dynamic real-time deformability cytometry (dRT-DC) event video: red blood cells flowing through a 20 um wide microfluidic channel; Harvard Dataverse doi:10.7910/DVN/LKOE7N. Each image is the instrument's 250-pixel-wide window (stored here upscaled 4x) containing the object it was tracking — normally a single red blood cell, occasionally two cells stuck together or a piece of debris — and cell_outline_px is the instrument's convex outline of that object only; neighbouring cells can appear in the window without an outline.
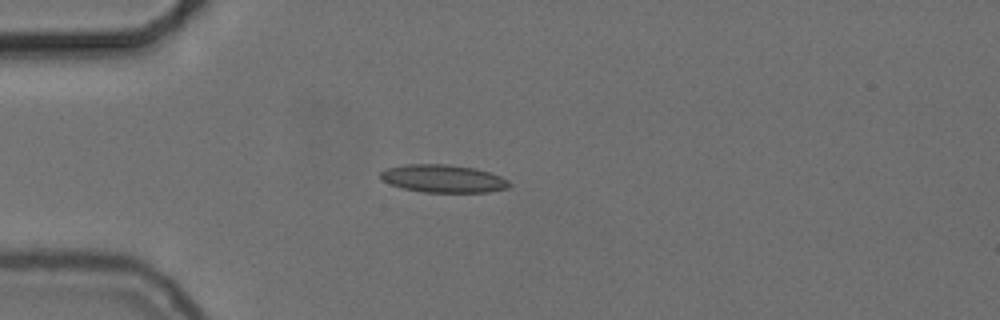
{"species": "common noctule bat (a hibernating species)", "species_latin": "Nyctalus noctula", "temperature_condition": "cold", "stored_images_in_passage": 41, "camera_frame_rate_fps": 3000, "um_per_image_px": 0.085, "animal": {"sex": "female", "body_mass_g": 24.6, "forearm_length_mm": 56.2}, "frame": {"image": 1, "passage_image": 1, "time_ms": 0.0, "image_size_px": [1000, 320], "cell_outline_px": [[512, 184], [508, 188], [488, 192], [424, 192], [404, 188], [392, 184], [384, 180], [380, 176], [380, 172], [388, 168], [404, 164], [444, 164], [476, 168], [500, 176], [508, 180]], "centroid_in_image_um": [37.71, 15.18], "position_along_channel_um": 47.3, "area_um2": 20.69}}
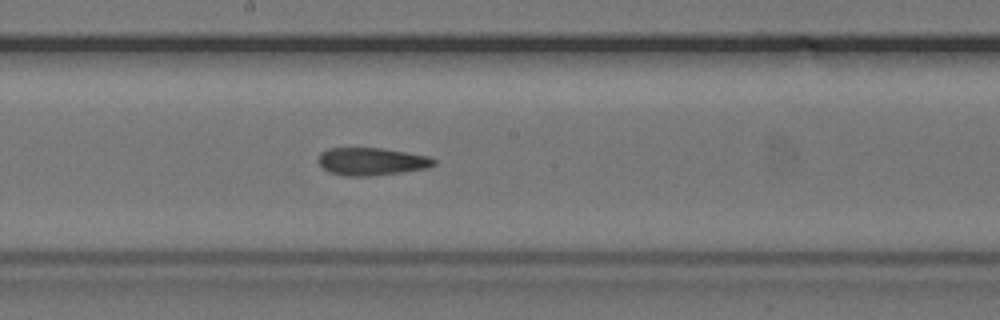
{"frame": {"image": 2, "passage_image": 16, "time_ms": 5.0, "image_size_px": [1000, 320], "cell_outline_px": [[436, 164], [428, 168], [372, 176], [344, 176], [328, 172], [316, 160], [320, 152], [328, 148], [380, 148], [428, 156], [436, 160]], "centroid_in_image_um": [31.54, 13.73], "position_along_channel_um": 216.7, "area_um2": 18.67}}
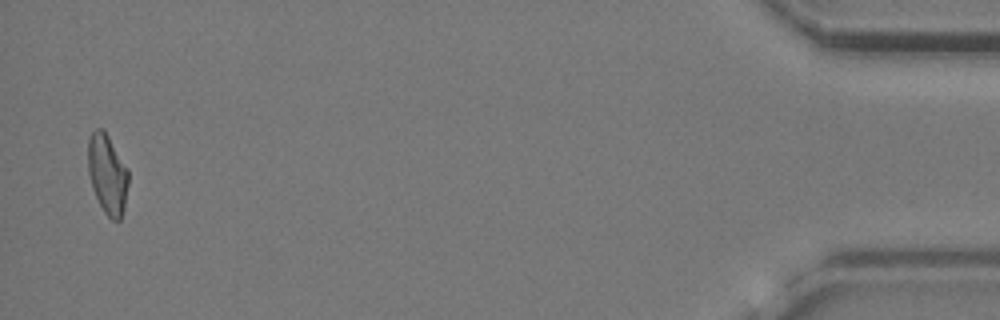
{"frame": {"image": 3, "passage_image": 40, "time_ms": 13.0, "image_size_px": [1000, 320], "cell_outline_px": [[128, 184], [124, 208], [120, 220], [112, 220], [104, 212], [92, 188], [88, 172], [88, 140], [92, 132], [96, 128], [104, 128], [128, 168]], "centroid_in_image_um": [9.13, 14.77], "position_along_channel_um": 426.1, "area_um2": 18.84}, "authors_computed_cell_mechanics": {"area_um2": 19.1896, "velocity_mm_per_s": 3.7189, "shape_relaxation_time_tau1_ms": null, "shape_relaxation_time_tau2_ms": 3.255, "deformation_change_tau1": null, "deformation_change_tau2": 0.12}}